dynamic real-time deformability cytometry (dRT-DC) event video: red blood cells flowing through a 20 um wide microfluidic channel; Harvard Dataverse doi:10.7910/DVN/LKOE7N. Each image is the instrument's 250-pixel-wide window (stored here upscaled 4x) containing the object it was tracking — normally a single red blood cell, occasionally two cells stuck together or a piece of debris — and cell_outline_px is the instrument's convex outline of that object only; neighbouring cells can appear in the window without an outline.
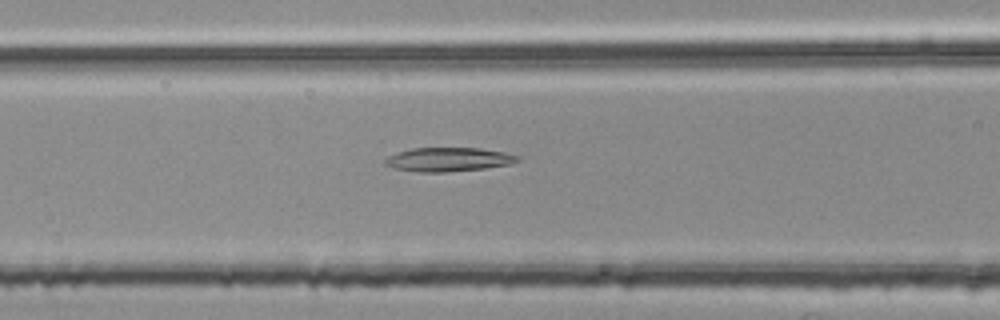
{"species": "common noctule bat (a hibernating species)", "species_latin": "Nyctalus noctula", "temperature_condition": "room temperature", "stored_images_in_passage": 40, "camera_frame_rate_fps": 3000, "um_per_image_px": 0.085, "animal": {"sex": "female", "body_mass_g": 25.1}, "frame": {"image": 1, "passage_image": 11, "time_ms": 3.333, "image_size_px": [1000, 320], "cell_outline_px": [[520, 160], [508, 164], [488, 168], [444, 172], [420, 172], [396, 168], [384, 164], [384, 160], [388, 156], [396, 152], [412, 148], [480, 148], [504, 152], [520, 156]], "centroid_in_image_um": [38.12, 13.55], "position_along_channel_um": 128.5, "area_um2": 18.44}}
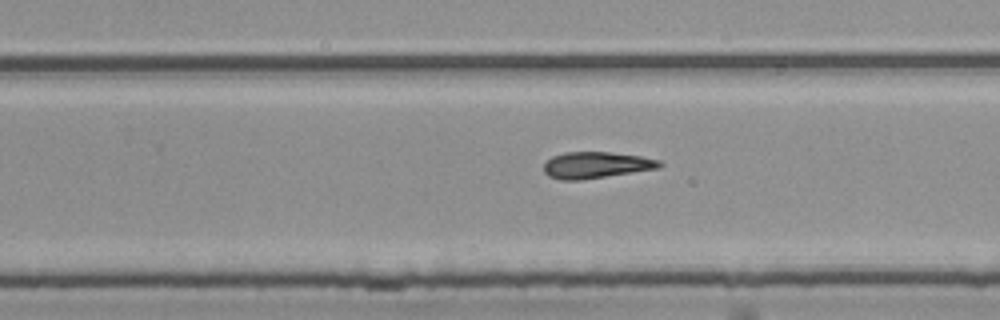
{"frame": {"image": 2, "passage_image": 23, "time_ms": 7.333, "image_size_px": [1000, 320], "cell_outline_px": [[664, 164], [660, 168], [580, 180], [560, 180], [548, 176], [544, 172], [544, 164], [552, 156], [564, 152], [608, 152], [640, 156], [660, 160]], "centroid_in_image_um": [50.67, 14.03], "position_along_channel_um": 279.1, "area_um2": 17.8}}
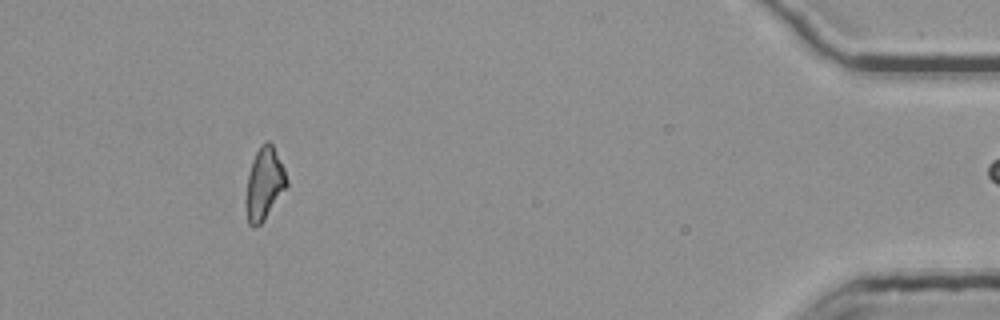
{"frame": {"image": 3, "passage_image": 39, "time_ms": 12.667, "image_size_px": [1000, 320], "cell_outline_px": [[288, 184], [264, 220], [260, 224], [248, 224], [244, 200], [248, 176], [252, 160], [260, 144], [264, 140], [268, 140], [272, 144], [284, 168], [288, 180]], "centroid_in_image_um": [22.45, 15.58], "position_along_channel_um": 412.8, "area_um2": 17.11}}